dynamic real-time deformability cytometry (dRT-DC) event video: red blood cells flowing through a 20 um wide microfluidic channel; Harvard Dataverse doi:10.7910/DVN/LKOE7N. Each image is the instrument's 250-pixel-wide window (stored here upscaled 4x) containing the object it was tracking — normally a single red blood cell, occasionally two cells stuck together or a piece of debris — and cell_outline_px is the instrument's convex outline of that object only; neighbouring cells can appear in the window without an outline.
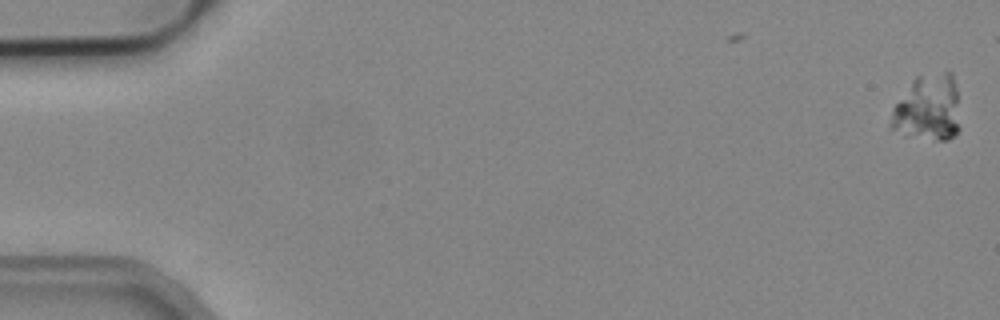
{"species": "common noctule bat (a hibernating species)", "species_latin": "Nyctalus noctula", "temperature_condition": "cold", "stored_images_in_passage": 2, "camera_frame_rate_fps": 3000, "um_per_image_px": 0.085, "animal": {"sex": "male", "body_mass_g": 19.2, "forearm_length_mm": 51.8}, "frame": {"image": 1, "passage_image": 2, "time_ms": 0.333, "image_size_px": [1000, 320], "cell_outline_px": [[960, 128], [948, 140], [936, 140], [904, 136], [888, 128], [892, 108], [912, 80], [916, 76], [948, 68], [952, 72], [956, 88]], "centroid_in_image_um": [78.86, 9.16], "position_along_channel_um": 6.1, "area_um2": 27.57}}